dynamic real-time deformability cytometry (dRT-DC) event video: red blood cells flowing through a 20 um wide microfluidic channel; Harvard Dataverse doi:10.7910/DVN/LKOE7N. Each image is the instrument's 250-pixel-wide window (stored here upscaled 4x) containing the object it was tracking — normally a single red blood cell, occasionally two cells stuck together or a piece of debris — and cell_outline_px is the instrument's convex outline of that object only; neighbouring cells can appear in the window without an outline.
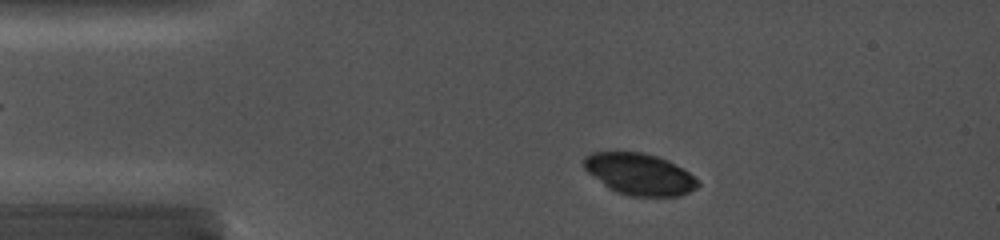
{"species": "common noctule bat (a hibernating species)", "species_latin": "Nyctalus noctula", "temperature_condition": "cold", "stored_images_in_passage": 10, "camera_frame_rate_fps": 5000, "um_per_image_px": 0.085, "animal": {"sex": "female", "body_mass_g": 19.0, "forearm_length_mm": 56.7}, "frame": {"image": 1, "passage_image": 5, "time_ms": 1.4, "image_size_px": [1000, 240], "cell_outline_px": [[700, 184], [696, 188], [680, 196], [628, 196], [616, 192], [608, 188], [588, 172], [584, 168], [584, 156], [592, 152], [644, 152], [668, 160], [688, 172], [700, 180]], "centroid_in_image_um": [54.36, 14.8], "position_along_channel_um": 30.6, "area_um2": 27.63}}